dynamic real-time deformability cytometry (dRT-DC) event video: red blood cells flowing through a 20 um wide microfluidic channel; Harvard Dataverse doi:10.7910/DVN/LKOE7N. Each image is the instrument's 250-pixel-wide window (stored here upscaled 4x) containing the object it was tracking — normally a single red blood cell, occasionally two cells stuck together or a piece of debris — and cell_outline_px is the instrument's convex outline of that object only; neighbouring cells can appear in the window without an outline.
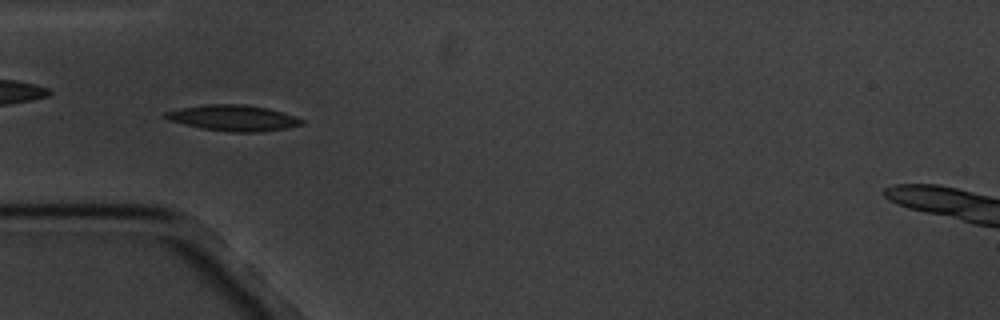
{"species": "common noctule bat (a hibernating species)", "species_latin": "Nyctalus noctula", "temperature_condition": "cold", "stored_images_in_passage": 4, "camera_frame_rate_fps": 3000, "um_per_image_px": 0.085, "animal": {"sex": "male", "body_mass_g": 20.1, "forearm_length_mm": 53.5}, "frame": {"image": 1, "passage_image": 4, "time_ms": 4.667, "image_size_px": [1000, 320], "cell_outline_px": [[304, 124], [284, 128], [260, 132], [232, 132], [200, 128], [168, 120], [160, 116], [164, 112], [204, 104], [244, 104], [268, 108], [304, 120]], "centroid_in_image_um": [19.77, 10.02], "position_along_channel_um": 65.2, "area_um2": 20.4}}